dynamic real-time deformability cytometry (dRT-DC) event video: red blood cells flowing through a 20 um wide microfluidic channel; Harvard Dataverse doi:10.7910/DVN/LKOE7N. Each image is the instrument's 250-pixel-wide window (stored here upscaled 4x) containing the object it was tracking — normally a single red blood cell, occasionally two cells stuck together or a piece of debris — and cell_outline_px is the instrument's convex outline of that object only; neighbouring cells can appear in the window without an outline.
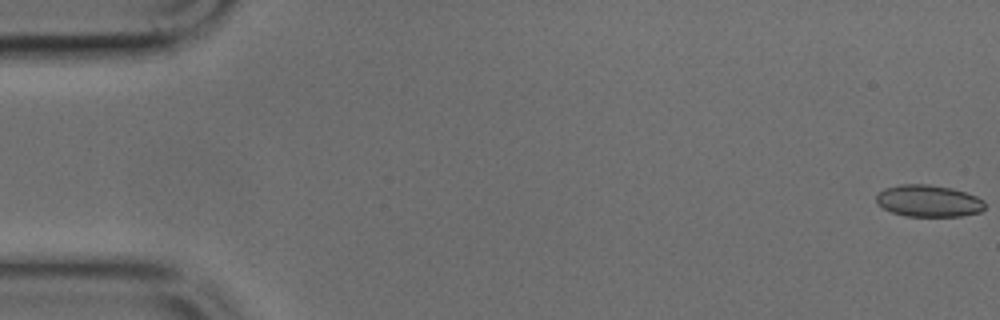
{"species": "common noctule bat (a hibernating species)", "species_latin": "Nyctalus noctula", "temperature_condition": "cold", "stored_images_in_passage": 45, "camera_frame_rate_fps": 3000, "um_per_image_px": 0.085, "animal": {"sex": "male", "body_mass_g": 17.9, "forearm_length_mm": 54.2}, "frame": {"image": 1, "passage_image": 1, "time_ms": 0.0, "image_size_px": [1000, 320], "cell_outline_px": [[984, 208], [980, 212], [960, 216], [904, 216], [892, 212], [884, 208], [876, 200], [876, 196], [884, 188], [900, 184], [928, 184], [952, 188], [976, 196], [984, 200]], "centroid_in_image_um": [78.93, 17.07], "position_along_channel_um": 6.1, "area_um2": 20.06}}
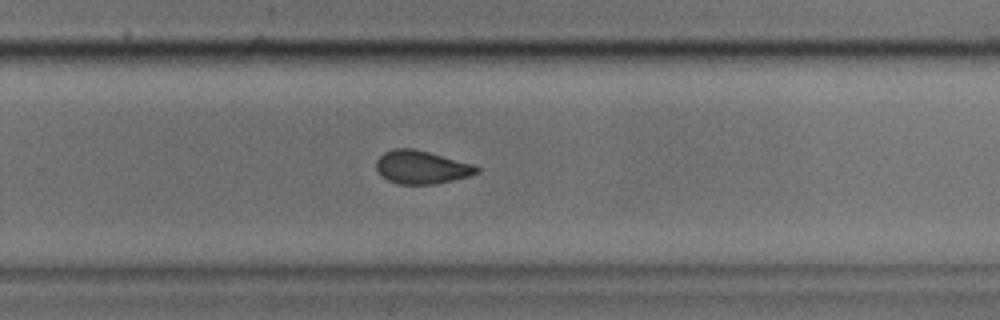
{"frame": {"image": 2, "passage_image": 32, "time_ms": 10.333, "image_size_px": [1000, 320], "cell_outline_px": [[480, 172], [468, 176], [452, 180], [432, 184], [400, 184], [388, 180], [376, 168], [376, 160], [384, 152], [392, 148], [412, 148], [476, 164], [480, 168]], "centroid_in_image_um": [35.86, 14.2], "position_along_channel_um": 293.9, "area_um2": 19.36}}
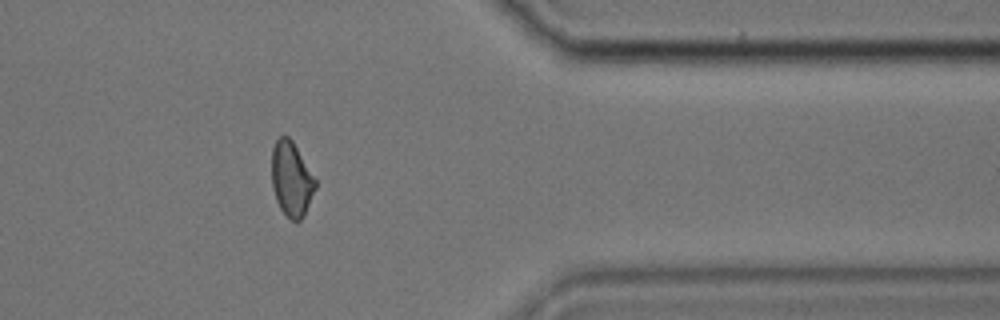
{"frame": {"image": 3, "passage_image": 40, "time_ms": 13.0, "image_size_px": [1000, 320], "cell_outline_px": [[316, 188], [304, 216], [296, 224], [280, 208], [276, 200], [272, 188], [272, 148], [276, 140], [280, 136], [288, 136], [292, 140], [316, 180]], "centroid_in_image_um": [24.77, 15.24], "position_along_channel_um": 386.6, "area_um2": 18.96}}